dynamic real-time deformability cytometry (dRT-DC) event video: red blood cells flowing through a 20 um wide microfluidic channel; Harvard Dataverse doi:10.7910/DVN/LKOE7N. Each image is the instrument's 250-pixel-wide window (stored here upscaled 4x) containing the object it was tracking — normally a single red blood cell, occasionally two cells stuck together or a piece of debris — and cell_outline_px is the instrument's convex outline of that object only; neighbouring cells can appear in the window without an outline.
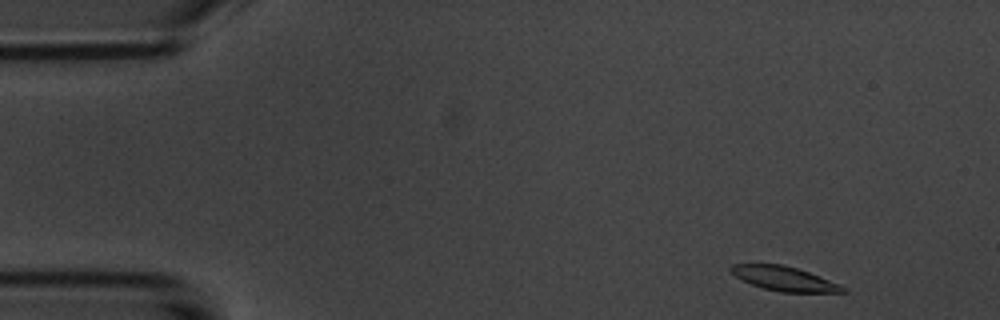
{"species": "common noctule bat (a hibernating species)", "species_latin": "Nyctalus noctula", "temperature_condition": "room temperature", "stored_images_in_passage": 5, "camera_frame_rate_fps": 3000, "um_per_image_px": 0.085, "animal": {"sex": "male", "body_mass_g": 20.1, "forearm_length_mm": 53.5}, "frame": {"image": 1, "passage_image": 1, "time_ms": 0.0, "image_size_px": [1000, 320], "cell_outline_px": [[848, 292], [780, 292], [764, 288], [752, 284], [736, 276], [728, 268], [732, 264], [784, 264], [820, 276], [840, 284], [848, 288]], "centroid_in_image_um": [66.71, 23.68], "position_along_channel_um": 18.3, "area_um2": 15.78}}
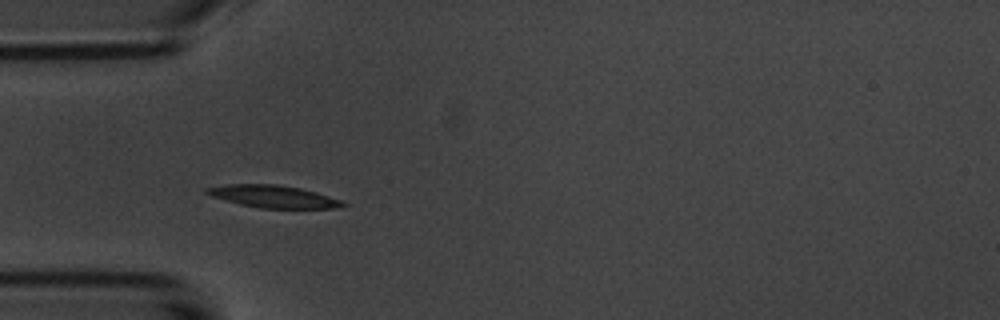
{"frame": {"image": 2, "passage_image": 4, "time_ms": 3.667, "image_size_px": [1000, 320], "cell_outline_px": [[348, 204], [336, 208], [260, 208], [240, 204], [212, 196], [204, 192], [204, 188], [228, 184], [276, 184], [300, 188], [316, 192], [344, 200]], "centroid_in_image_um": [23.26, 16.7], "position_along_channel_um": 61.7, "area_um2": 17.74}}